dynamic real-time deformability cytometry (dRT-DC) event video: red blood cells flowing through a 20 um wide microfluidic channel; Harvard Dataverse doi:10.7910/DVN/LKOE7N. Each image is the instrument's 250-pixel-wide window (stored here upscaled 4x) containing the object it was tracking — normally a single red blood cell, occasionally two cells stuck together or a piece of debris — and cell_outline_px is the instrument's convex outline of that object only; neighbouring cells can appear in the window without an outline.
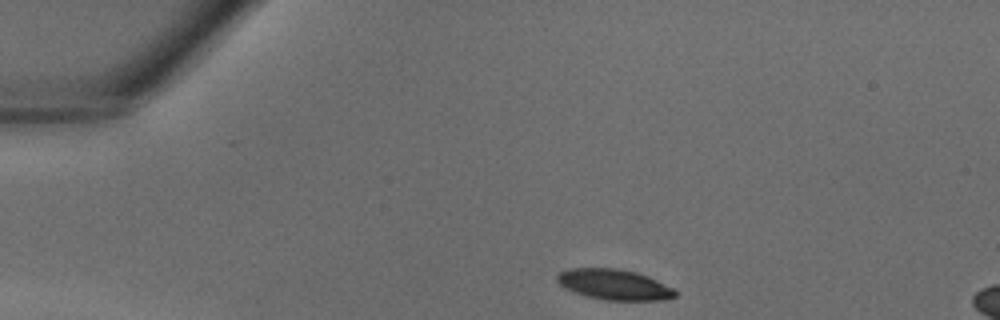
{"species": "common noctule bat (a hibernating species)", "species_latin": "Nyctalus noctula", "temperature_condition": "warm", "stored_images_in_passage": 33, "camera_frame_rate_fps": 3000, "um_per_image_px": 0.085, "animal": {"sex": "male", "body_mass_g": 18.8}, "frame": {"image": 1, "passage_image": 1, "time_ms": 0.0, "image_size_px": [1000, 320], "cell_outline_px": [[676, 296], [660, 300], [608, 300], [588, 296], [564, 288], [556, 280], [556, 276], [560, 272], [568, 268], [616, 268], [636, 272], [648, 276], [672, 288], [676, 292]], "centroid_in_image_um": [52.17, 24.17], "position_along_channel_um": 32.8, "area_um2": 20.75}}
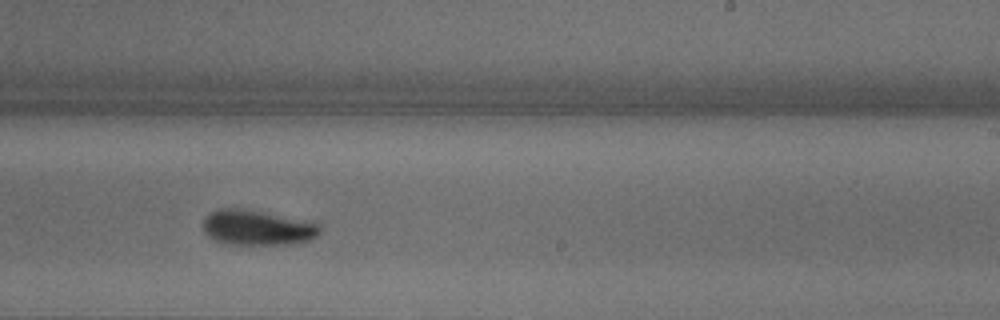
{"frame": {"image": 2, "passage_image": 18, "time_ms": 5.667, "image_size_px": [1000, 320], "cell_outline_px": [[320, 232], [316, 236], [308, 240], [292, 244], [228, 244], [216, 240], [208, 236], [204, 232], [204, 220], [216, 208], [240, 208], [260, 212], [316, 224], [320, 228]], "centroid_in_image_um": [21.8, 19.37], "position_along_channel_um": 267.2, "area_um2": 23.12}}
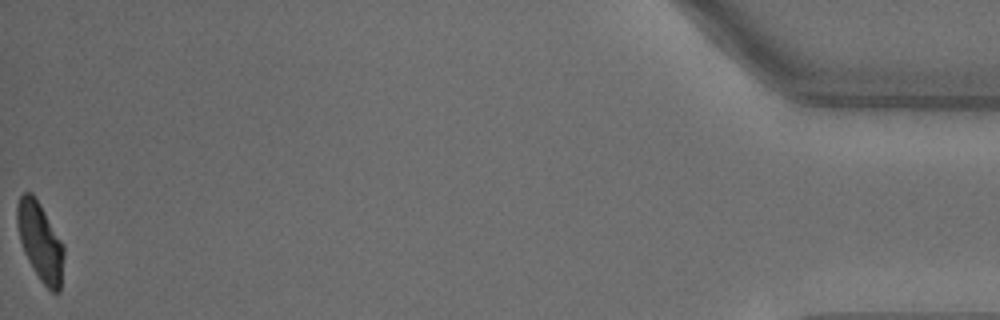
{"frame": {"image": 3, "passage_image": 33, "time_ms": 10.667, "image_size_px": [1000, 320], "cell_outline_px": [[64, 256], [60, 292], [52, 292], [40, 280], [32, 268], [24, 252], [20, 240], [16, 224], [16, 204], [20, 196], [24, 192], [32, 192], [36, 196], [64, 244]], "centroid_in_image_um": [3.41, 20.5], "position_along_channel_um": 431.8, "area_um2": 21.68}}